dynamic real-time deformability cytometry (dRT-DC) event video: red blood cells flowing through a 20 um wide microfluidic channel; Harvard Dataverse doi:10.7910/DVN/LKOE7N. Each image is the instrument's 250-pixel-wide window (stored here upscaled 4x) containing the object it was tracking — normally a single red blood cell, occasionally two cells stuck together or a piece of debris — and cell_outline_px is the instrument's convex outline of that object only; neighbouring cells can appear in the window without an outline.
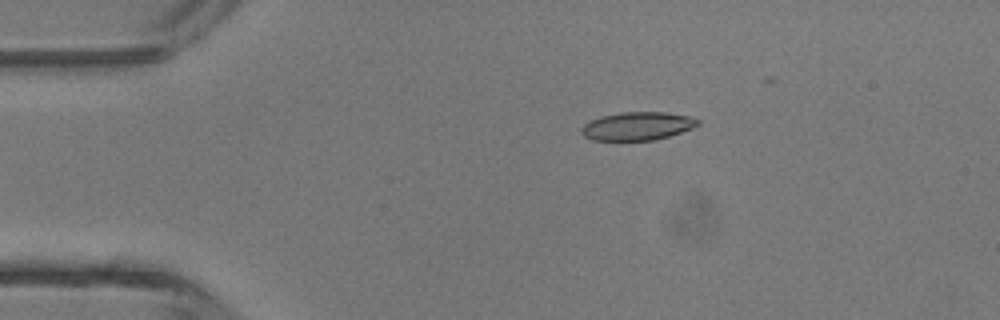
{"species": "common noctule bat (a hibernating species)", "species_latin": "Nyctalus noctula", "temperature_condition": "room temperature", "stored_images_in_passage": 2, "camera_frame_rate_fps": 3000, "um_per_image_px": 0.085, "animal": {"sex": "male", "body_mass_g": 13.3}, "frame": {"image": 1, "passage_image": 1, "time_ms": 0.0, "image_size_px": [1000, 320], "cell_outline_px": [[700, 124], [692, 128], [656, 140], [592, 140], [584, 136], [580, 132], [580, 128], [584, 124], [600, 116], [620, 112], [664, 112], [692, 116], [700, 120]], "centroid_in_image_um": [54.18, 10.71], "position_along_channel_um": 30.8, "area_um2": 19.25}}